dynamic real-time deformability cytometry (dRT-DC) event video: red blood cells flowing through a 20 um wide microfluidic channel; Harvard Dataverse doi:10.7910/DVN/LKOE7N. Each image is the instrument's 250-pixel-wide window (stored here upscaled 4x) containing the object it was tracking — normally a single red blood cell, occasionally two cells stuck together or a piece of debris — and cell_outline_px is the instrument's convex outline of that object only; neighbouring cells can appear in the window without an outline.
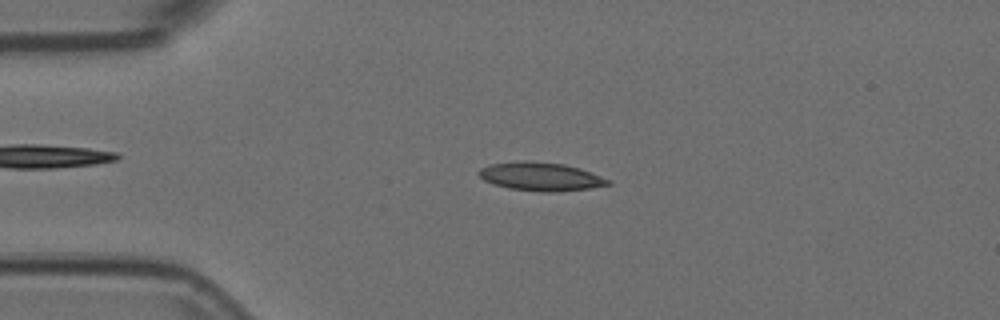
{"species": "Egyptian fruit bat (a non-hibernating species)", "species_latin": "Rousettus aegyptiacus", "temperature_condition": "room temperature", "stored_images_in_passage": 55, "camera_frame_rate_fps": 3000, "um_per_image_px": 0.085, "animal": {"sex": "female"}, "frame": {"image": 1, "passage_image": 12, "time_ms": 3.667, "image_size_px": [1000, 320], "cell_outline_px": [[612, 184], [588, 188], [556, 192], [540, 192], [508, 188], [484, 180], [476, 172], [480, 168], [492, 164], [524, 160], [564, 164], [580, 168], [612, 180]], "centroid_in_image_um": [45.98, 15.01], "position_along_channel_um": 39.0, "area_um2": 21.39}}
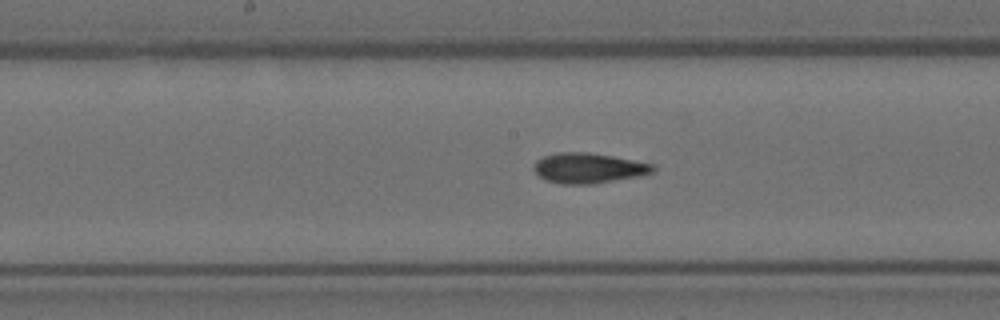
{"frame": {"image": 2, "passage_image": 27, "time_ms": 8.667, "image_size_px": [1000, 320], "cell_outline_px": [[656, 168], [652, 172], [644, 176], [592, 184], [560, 184], [544, 180], [532, 168], [536, 160], [544, 156], [560, 152], [588, 152], [612, 156], [652, 164]], "centroid_in_image_um": [50.01, 14.3], "position_along_channel_um": 198.2, "area_um2": 21.1}}
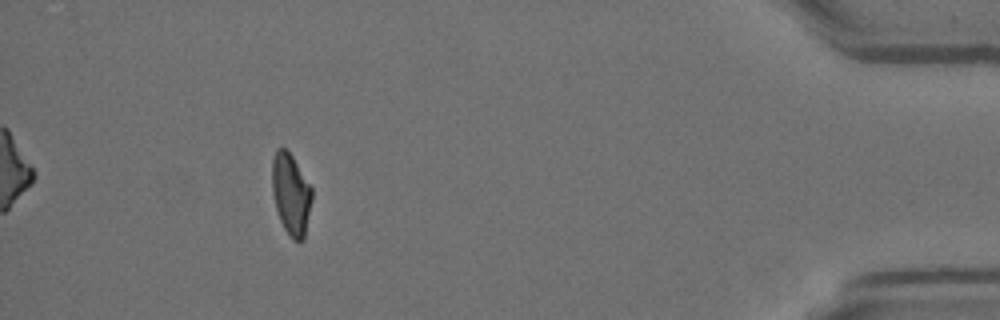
{"frame": {"image": 3, "passage_image": 49, "time_ms": 16.0, "image_size_px": [1000, 320], "cell_outline_px": [[312, 200], [304, 240], [292, 240], [284, 228], [280, 220], [276, 208], [272, 192], [272, 160], [276, 148], [284, 148], [292, 156], [312, 188]], "centroid_in_image_um": [24.73, 16.51], "position_along_channel_um": 410.5, "area_um2": 18.84}, "authors_computed_cell_mechanics": {"area_um2": 20.1722, "velocity_mm_per_s": 3.7132, "shape_relaxation_time_tau1_ms": 8.5164, "shape_relaxation_time_tau2_ms": 2.2035, "deformation_change_tau1": 0.2334, "deformation_change_tau2": 0.0938}}